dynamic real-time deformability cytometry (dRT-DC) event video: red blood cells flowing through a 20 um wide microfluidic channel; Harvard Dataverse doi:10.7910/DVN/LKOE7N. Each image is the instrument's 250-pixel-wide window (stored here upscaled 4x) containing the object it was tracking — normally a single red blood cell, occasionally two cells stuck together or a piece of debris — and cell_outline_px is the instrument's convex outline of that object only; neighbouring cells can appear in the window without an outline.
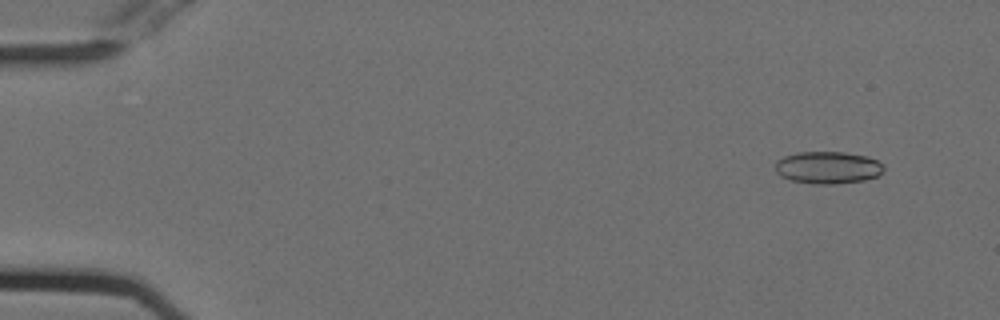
{"species": "Egyptian fruit bat (a non-hibernating species)", "species_latin": "Rousettus aegyptiacus", "temperature_condition": "cold", "stored_images_in_passage": 41, "camera_frame_rate_fps": 3000, "um_per_image_px": 0.085, "animal": {"sex": "female"}, "frame": {"image": 1, "passage_image": 5, "time_ms": 1.333, "image_size_px": [1000, 320], "cell_outline_px": [[884, 172], [876, 176], [864, 180], [836, 184], [812, 184], [792, 180], [780, 176], [776, 172], [776, 160], [784, 156], [796, 152], [844, 152], [868, 156], [884, 164]], "centroid_in_image_um": [70.38, 14.24], "position_along_channel_um": 14.6, "area_um2": 20.58}}
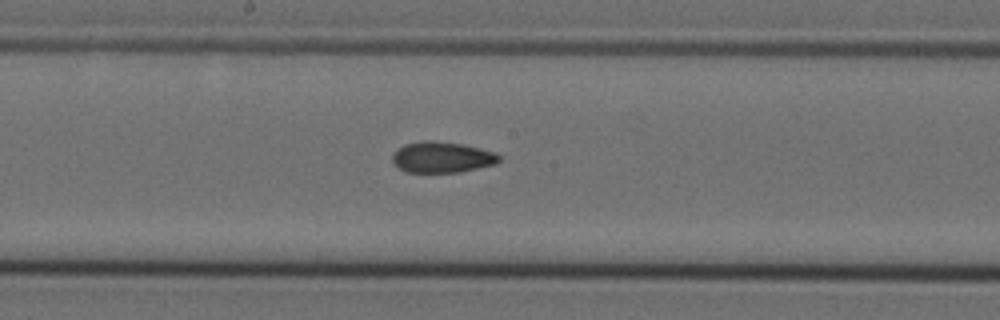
{"frame": {"image": 2, "passage_image": 30, "time_ms": 9.667, "image_size_px": [1000, 320], "cell_outline_px": [[500, 160], [496, 164], [460, 172], [408, 172], [400, 168], [392, 160], [392, 152], [396, 148], [404, 144], [424, 140], [432, 140], [464, 144], [496, 152], [500, 156]], "centroid_in_image_um": [37.57, 13.35], "position_along_channel_um": 210.6, "area_um2": 19.42}}
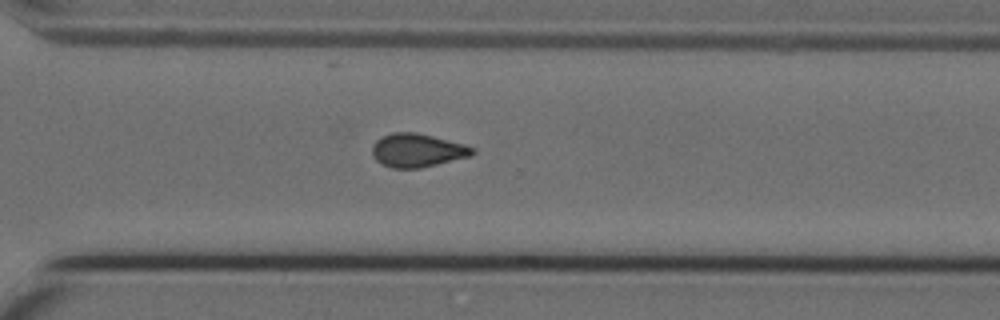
{"frame": {"image": 3, "passage_image": 40, "time_ms": 13.0, "image_size_px": [1000, 320], "cell_outline_px": [[476, 152], [472, 156], [420, 168], [392, 168], [380, 164], [376, 160], [372, 152], [372, 144], [376, 140], [392, 132], [416, 132], [464, 144], [476, 148]], "centroid_in_image_um": [35.48, 12.78], "position_along_channel_um": 335.1, "area_um2": 19.65}}